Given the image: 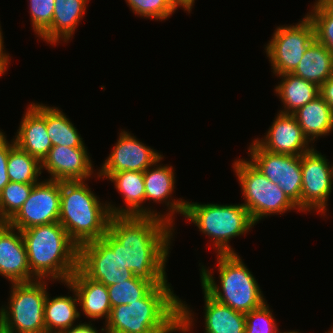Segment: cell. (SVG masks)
I'll use <instances>...</instances> for the list:
<instances>
[{
    "label": "cell",
    "mask_w": 333,
    "mask_h": 333,
    "mask_svg": "<svg viewBox=\"0 0 333 333\" xmlns=\"http://www.w3.org/2000/svg\"><path fill=\"white\" fill-rule=\"evenodd\" d=\"M174 228L154 216H111L108 232L120 243L125 267L135 277L160 286L168 281L166 262Z\"/></svg>",
    "instance_id": "1"
},
{
    "label": "cell",
    "mask_w": 333,
    "mask_h": 333,
    "mask_svg": "<svg viewBox=\"0 0 333 333\" xmlns=\"http://www.w3.org/2000/svg\"><path fill=\"white\" fill-rule=\"evenodd\" d=\"M188 306L167 281L138 301L112 307L101 333H188L195 321Z\"/></svg>",
    "instance_id": "2"
},
{
    "label": "cell",
    "mask_w": 333,
    "mask_h": 333,
    "mask_svg": "<svg viewBox=\"0 0 333 333\" xmlns=\"http://www.w3.org/2000/svg\"><path fill=\"white\" fill-rule=\"evenodd\" d=\"M21 233L31 273L37 279L66 283L78 269L79 246L59 222L33 226Z\"/></svg>",
    "instance_id": "3"
},
{
    "label": "cell",
    "mask_w": 333,
    "mask_h": 333,
    "mask_svg": "<svg viewBox=\"0 0 333 333\" xmlns=\"http://www.w3.org/2000/svg\"><path fill=\"white\" fill-rule=\"evenodd\" d=\"M216 256L220 284L216 283L210 267L199 263L201 287L213 299L235 311L247 314L261 307L266 302L263 291L240 255L230 253Z\"/></svg>",
    "instance_id": "4"
},
{
    "label": "cell",
    "mask_w": 333,
    "mask_h": 333,
    "mask_svg": "<svg viewBox=\"0 0 333 333\" xmlns=\"http://www.w3.org/2000/svg\"><path fill=\"white\" fill-rule=\"evenodd\" d=\"M111 216L108 202L100 201L86 181H61L59 223L78 246L101 239Z\"/></svg>",
    "instance_id": "5"
},
{
    "label": "cell",
    "mask_w": 333,
    "mask_h": 333,
    "mask_svg": "<svg viewBox=\"0 0 333 333\" xmlns=\"http://www.w3.org/2000/svg\"><path fill=\"white\" fill-rule=\"evenodd\" d=\"M183 217L213 242L217 254L237 253L230 240L247 234L254 227L248 210L241 204H202L186 202Z\"/></svg>",
    "instance_id": "6"
},
{
    "label": "cell",
    "mask_w": 333,
    "mask_h": 333,
    "mask_svg": "<svg viewBox=\"0 0 333 333\" xmlns=\"http://www.w3.org/2000/svg\"><path fill=\"white\" fill-rule=\"evenodd\" d=\"M233 172L239 181L244 203L256 225L263 218L282 215L299 208L286 196L278 184L264 176L247 158L234 160Z\"/></svg>",
    "instance_id": "7"
},
{
    "label": "cell",
    "mask_w": 333,
    "mask_h": 333,
    "mask_svg": "<svg viewBox=\"0 0 333 333\" xmlns=\"http://www.w3.org/2000/svg\"><path fill=\"white\" fill-rule=\"evenodd\" d=\"M48 281L11 283L10 297L4 310L6 333H46L44 304Z\"/></svg>",
    "instance_id": "8"
},
{
    "label": "cell",
    "mask_w": 333,
    "mask_h": 333,
    "mask_svg": "<svg viewBox=\"0 0 333 333\" xmlns=\"http://www.w3.org/2000/svg\"><path fill=\"white\" fill-rule=\"evenodd\" d=\"M78 269L106 287L134 277L120 259V243L109 232L79 246Z\"/></svg>",
    "instance_id": "9"
},
{
    "label": "cell",
    "mask_w": 333,
    "mask_h": 333,
    "mask_svg": "<svg viewBox=\"0 0 333 333\" xmlns=\"http://www.w3.org/2000/svg\"><path fill=\"white\" fill-rule=\"evenodd\" d=\"M265 45L266 56L275 76L293 73L308 46L315 40V29L307 15L295 25L277 26Z\"/></svg>",
    "instance_id": "10"
},
{
    "label": "cell",
    "mask_w": 333,
    "mask_h": 333,
    "mask_svg": "<svg viewBox=\"0 0 333 333\" xmlns=\"http://www.w3.org/2000/svg\"><path fill=\"white\" fill-rule=\"evenodd\" d=\"M248 148L249 161L270 181L278 184L301 212V156L269 152L255 140Z\"/></svg>",
    "instance_id": "11"
},
{
    "label": "cell",
    "mask_w": 333,
    "mask_h": 333,
    "mask_svg": "<svg viewBox=\"0 0 333 333\" xmlns=\"http://www.w3.org/2000/svg\"><path fill=\"white\" fill-rule=\"evenodd\" d=\"M301 170V212L325 216L333 189V164L313 147L301 155Z\"/></svg>",
    "instance_id": "12"
},
{
    "label": "cell",
    "mask_w": 333,
    "mask_h": 333,
    "mask_svg": "<svg viewBox=\"0 0 333 333\" xmlns=\"http://www.w3.org/2000/svg\"><path fill=\"white\" fill-rule=\"evenodd\" d=\"M61 181L44 179L36 183L19 211L7 222L20 231L59 222Z\"/></svg>",
    "instance_id": "13"
},
{
    "label": "cell",
    "mask_w": 333,
    "mask_h": 333,
    "mask_svg": "<svg viewBox=\"0 0 333 333\" xmlns=\"http://www.w3.org/2000/svg\"><path fill=\"white\" fill-rule=\"evenodd\" d=\"M162 156L157 150L138 141L134 134L132 136L130 132L121 129L117 142L95 177L107 180L111 174L121 171L144 172Z\"/></svg>",
    "instance_id": "14"
},
{
    "label": "cell",
    "mask_w": 333,
    "mask_h": 333,
    "mask_svg": "<svg viewBox=\"0 0 333 333\" xmlns=\"http://www.w3.org/2000/svg\"><path fill=\"white\" fill-rule=\"evenodd\" d=\"M91 158L87 148L52 146L41 162V169L47 170L51 180L88 181L98 174Z\"/></svg>",
    "instance_id": "15"
},
{
    "label": "cell",
    "mask_w": 333,
    "mask_h": 333,
    "mask_svg": "<svg viewBox=\"0 0 333 333\" xmlns=\"http://www.w3.org/2000/svg\"><path fill=\"white\" fill-rule=\"evenodd\" d=\"M276 115L265 135L261 139L255 138L264 150L301 156L314 147L302 132L293 114L278 112Z\"/></svg>",
    "instance_id": "16"
},
{
    "label": "cell",
    "mask_w": 333,
    "mask_h": 333,
    "mask_svg": "<svg viewBox=\"0 0 333 333\" xmlns=\"http://www.w3.org/2000/svg\"><path fill=\"white\" fill-rule=\"evenodd\" d=\"M162 159H164V156L144 171L146 201L149 200V204L150 201L155 204L165 203L168 212L163 213V220L174 226V217L177 213L184 215L187 200L183 198L172 199L175 192L174 184L176 183L175 170L171 165H161Z\"/></svg>",
    "instance_id": "17"
},
{
    "label": "cell",
    "mask_w": 333,
    "mask_h": 333,
    "mask_svg": "<svg viewBox=\"0 0 333 333\" xmlns=\"http://www.w3.org/2000/svg\"><path fill=\"white\" fill-rule=\"evenodd\" d=\"M0 275L10 283L37 280L31 273L21 231L7 222L0 224Z\"/></svg>",
    "instance_id": "18"
},
{
    "label": "cell",
    "mask_w": 333,
    "mask_h": 333,
    "mask_svg": "<svg viewBox=\"0 0 333 333\" xmlns=\"http://www.w3.org/2000/svg\"><path fill=\"white\" fill-rule=\"evenodd\" d=\"M114 183L115 189L123 197L126 206H115L108 202L112 216H154L163 219V214L157 209L145 207L146 193L144 187V172L121 171L111 174L108 178Z\"/></svg>",
    "instance_id": "19"
},
{
    "label": "cell",
    "mask_w": 333,
    "mask_h": 333,
    "mask_svg": "<svg viewBox=\"0 0 333 333\" xmlns=\"http://www.w3.org/2000/svg\"><path fill=\"white\" fill-rule=\"evenodd\" d=\"M67 283L76 291L83 315L91 321L98 319L107 321L112 307L107 287L104 284L91 280L79 269L68 279Z\"/></svg>",
    "instance_id": "20"
},
{
    "label": "cell",
    "mask_w": 333,
    "mask_h": 333,
    "mask_svg": "<svg viewBox=\"0 0 333 333\" xmlns=\"http://www.w3.org/2000/svg\"><path fill=\"white\" fill-rule=\"evenodd\" d=\"M15 134L14 142L22 150L40 162L52 148L46 128V120L29 104Z\"/></svg>",
    "instance_id": "21"
},
{
    "label": "cell",
    "mask_w": 333,
    "mask_h": 333,
    "mask_svg": "<svg viewBox=\"0 0 333 333\" xmlns=\"http://www.w3.org/2000/svg\"><path fill=\"white\" fill-rule=\"evenodd\" d=\"M89 0H55L51 26L38 38L50 45L68 43L83 19Z\"/></svg>",
    "instance_id": "22"
},
{
    "label": "cell",
    "mask_w": 333,
    "mask_h": 333,
    "mask_svg": "<svg viewBox=\"0 0 333 333\" xmlns=\"http://www.w3.org/2000/svg\"><path fill=\"white\" fill-rule=\"evenodd\" d=\"M30 105L46 120L47 133L53 146L87 148L79 131L59 107L37 102Z\"/></svg>",
    "instance_id": "23"
},
{
    "label": "cell",
    "mask_w": 333,
    "mask_h": 333,
    "mask_svg": "<svg viewBox=\"0 0 333 333\" xmlns=\"http://www.w3.org/2000/svg\"><path fill=\"white\" fill-rule=\"evenodd\" d=\"M63 284L72 291L73 296L60 295L52 298L50 294H47L43 313L46 333H59L68 329L76 325L75 322L81 317L76 291L67 282Z\"/></svg>",
    "instance_id": "24"
},
{
    "label": "cell",
    "mask_w": 333,
    "mask_h": 333,
    "mask_svg": "<svg viewBox=\"0 0 333 333\" xmlns=\"http://www.w3.org/2000/svg\"><path fill=\"white\" fill-rule=\"evenodd\" d=\"M300 128L313 144L318 137H325L333 131V111L319 95L293 113Z\"/></svg>",
    "instance_id": "25"
},
{
    "label": "cell",
    "mask_w": 333,
    "mask_h": 333,
    "mask_svg": "<svg viewBox=\"0 0 333 333\" xmlns=\"http://www.w3.org/2000/svg\"><path fill=\"white\" fill-rule=\"evenodd\" d=\"M277 77L281 81L275 86L274 92L283 103L284 109L279 110L281 113L293 114L320 95L319 86L293 73L281 74Z\"/></svg>",
    "instance_id": "26"
},
{
    "label": "cell",
    "mask_w": 333,
    "mask_h": 333,
    "mask_svg": "<svg viewBox=\"0 0 333 333\" xmlns=\"http://www.w3.org/2000/svg\"><path fill=\"white\" fill-rule=\"evenodd\" d=\"M204 333H245V314L213 299L203 288Z\"/></svg>",
    "instance_id": "27"
},
{
    "label": "cell",
    "mask_w": 333,
    "mask_h": 333,
    "mask_svg": "<svg viewBox=\"0 0 333 333\" xmlns=\"http://www.w3.org/2000/svg\"><path fill=\"white\" fill-rule=\"evenodd\" d=\"M293 74L320 87L333 75V54L315 39L308 46Z\"/></svg>",
    "instance_id": "28"
},
{
    "label": "cell",
    "mask_w": 333,
    "mask_h": 333,
    "mask_svg": "<svg viewBox=\"0 0 333 333\" xmlns=\"http://www.w3.org/2000/svg\"><path fill=\"white\" fill-rule=\"evenodd\" d=\"M43 171L41 162L20 149L14 142L9 141V157L7 161V174L12 182L36 184Z\"/></svg>",
    "instance_id": "29"
},
{
    "label": "cell",
    "mask_w": 333,
    "mask_h": 333,
    "mask_svg": "<svg viewBox=\"0 0 333 333\" xmlns=\"http://www.w3.org/2000/svg\"><path fill=\"white\" fill-rule=\"evenodd\" d=\"M155 286L146 280L133 277L107 287L111 307L129 305L134 301L144 298Z\"/></svg>",
    "instance_id": "30"
},
{
    "label": "cell",
    "mask_w": 333,
    "mask_h": 333,
    "mask_svg": "<svg viewBox=\"0 0 333 333\" xmlns=\"http://www.w3.org/2000/svg\"><path fill=\"white\" fill-rule=\"evenodd\" d=\"M35 184L10 181L0 191V220L8 222L28 199Z\"/></svg>",
    "instance_id": "31"
},
{
    "label": "cell",
    "mask_w": 333,
    "mask_h": 333,
    "mask_svg": "<svg viewBox=\"0 0 333 333\" xmlns=\"http://www.w3.org/2000/svg\"><path fill=\"white\" fill-rule=\"evenodd\" d=\"M133 14L156 21L167 20L177 10L169 0H125Z\"/></svg>",
    "instance_id": "32"
},
{
    "label": "cell",
    "mask_w": 333,
    "mask_h": 333,
    "mask_svg": "<svg viewBox=\"0 0 333 333\" xmlns=\"http://www.w3.org/2000/svg\"><path fill=\"white\" fill-rule=\"evenodd\" d=\"M272 312L266 301L245 314V333H278L280 329Z\"/></svg>",
    "instance_id": "33"
},
{
    "label": "cell",
    "mask_w": 333,
    "mask_h": 333,
    "mask_svg": "<svg viewBox=\"0 0 333 333\" xmlns=\"http://www.w3.org/2000/svg\"><path fill=\"white\" fill-rule=\"evenodd\" d=\"M32 29L40 37L52 23L55 0H28Z\"/></svg>",
    "instance_id": "34"
},
{
    "label": "cell",
    "mask_w": 333,
    "mask_h": 333,
    "mask_svg": "<svg viewBox=\"0 0 333 333\" xmlns=\"http://www.w3.org/2000/svg\"><path fill=\"white\" fill-rule=\"evenodd\" d=\"M306 15L315 29V39L324 44L333 54V17L328 16L315 2Z\"/></svg>",
    "instance_id": "35"
},
{
    "label": "cell",
    "mask_w": 333,
    "mask_h": 333,
    "mask_svg": "<svg viewBox=\"0 0 333 333\" xmlns=\"http://www.w3.org/2000/svg\"><path fill=\"white\" fill-rule=\"evenodd\" d=\"M0 130V191L10 182L7 174V161L9 157V141L5 132Z\"/></svg>",
    "instance_id": "36"
},
{
    "label": "cell",
    "mask_w": 333,
    "mask_h": 333,
    "mask_svg": "<svg viewBox=\"0 0 333 333\" xmlns=\"http://www.w3.org/2000/svg\"><path fill=\"white\" fill-rule=\"evenodd\" d=\"M319 94L333 111V75L319 87Z\"/></svg>",
    "instance_id": "37"
},
{
    "label": "cell",
    "mask_w": 333,
    "mask_h": 333,
    "mask_svg": "<svg viewBox=\"0 0 333 333\" xmlns=\"http://www.w3.org/2000/svg\"><path fill=\"white\" fill-rule=\"evenodd\" d=\"M82 321L77 322V325H74L68 329L62 330L59 333H100L96 327H94L91 321L81 323Z\"/></svg>",
    "instance_id": "38"
},
{
    "label": "cell",
    "mask_w": 333,
    "mask_h": 333,
    "mask_svg": "<svg viewBox=\"0 0 333 333\" xmlns=\"http://www.w3.org/2000/svg\"><path fill=\"white\" fill-rule=\"evenodd\" d=\"M170 3L178 10L179 7H182L187 13H191V9L195 5V0H169Z\"/></svg>",
    "instance_id": "39"
},
{
    "label": "cell",
    "mask_w": 333,
    "mask_h": 333,
    "mask_svg": "<svg viewBox=\"0 0 333 333\" xmlns=\"http://www.w3.org/2000/svg\"><path fill=\"white\" fill-rule=\"evenodd\" d=\"M315 3L330 17H333V0H315Z\"/></svg>",
    "instance_id": "40"
},
{
    "label": "cell",
    "mask_w": 333,
    "mask_h": 333,
    "mask_svg": "<svg viewBox=\"0 0 333 333\" xmlns=\"http://www.w3.org/2000/svg\"><path fill=\"white\" fill-rule=\"evenodd\" d=\"M11 57L9 54H0V77L8 70Z\"/></svg>",
    "instance_id": "41"
},
{
    "label": "cell",
    "mask_w": 333,
    "mask_h": 333,
    "mask_svg": "<svg viewBox=\"0 0 333 333\" xmlns=\"http://www.w3.org/2000/svg\"><path fill=\"white\" fill-rule=\"evenodd\" d=\"M0 333H6L5 331V319L3 307H0Z\"/></svg>",
    "instance_id": "42"
},
{
    "label": "cell",
    "mask_w": 333,
    "mask_h": 333,
    "mask_svg": "<svg viewBox=\"0 0 333 333\" xmlns=\"http://www.w3.org/2000/svg\"><path fill=\"white\" fill-rule=\"evenodd\" d=\"M1 25V24H0ZM3 32H2V29H1V26H0V54H9V53H6L5 51V45L4 44V40H3Z\"/></svg>",
    "instance_id": "43"
},
{
    "label": "cell",
    "mask_w": 333,
    "mask_h": 333,
    "mask_svg": "<svg viewBox=\"0 0 333 333\" xmlns=\"http://www.w3.org/2000/svg\"><path fill=\"white\" fill-rule=\"evenodd\" d=\"M278 333H300L299 331H295V330H293V331H287V332H281V331H279Z\"/></svg>",
    "instance_id": "44"
},
{
    "label": "cell",
    "mask_w": 333,
    "mask_h": 333,
    "mask_svg": "<svg viewBox=\"0 0 333 333\" xmlns=\"http://www.w3.org/2000/svg\"><path fill=\"white\" fill-rule=\"evenodd\" d=\"M327 333H333V326H331V329Z\"/></svg>",
    "instance_id": "45"
}]
</instances>
